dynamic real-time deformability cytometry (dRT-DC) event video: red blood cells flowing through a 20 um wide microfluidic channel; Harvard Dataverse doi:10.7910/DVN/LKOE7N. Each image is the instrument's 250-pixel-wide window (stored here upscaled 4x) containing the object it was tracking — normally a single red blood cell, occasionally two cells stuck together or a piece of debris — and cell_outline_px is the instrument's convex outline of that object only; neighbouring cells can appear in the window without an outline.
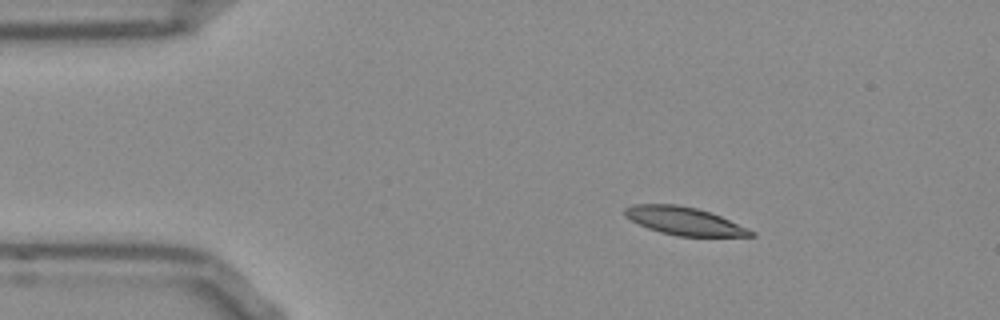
{"species": "Egyptian fruit bat (a non-hibernating species)", "species_latin": "Rousettus aegyptiacus", "temperature_condition": "room temperature", "stored_images_in_passage": 45, "camera_frame_rate_fps": 3000, "um_per_image_px": 0.085, "frame": {"image": 1, "passage_image": 1, "time_ms": 0.0, "image_size_px": [1000, 320], "cell_outline_px": [[756, 236], [676, 236], [660, 232], [648, 228], [624, 216], [624, 208], [632, 204], [676, 204], [696, 208], [720, 216], [748, 228], [756, 232]], "centroid_in_image_um": [58.15, 18.78], "position_along_channel_um": 26.8, "area_um2": 20.4}}
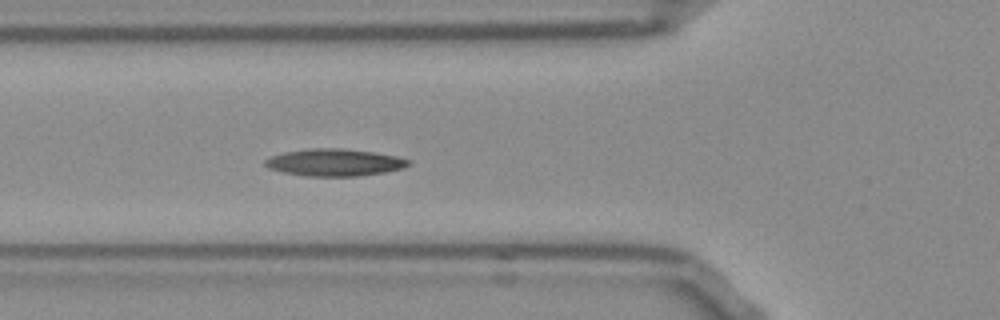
{"frame": {"image": 2, "passage_image": 11, "time_ms": 3.333, "image_size_px": [1000, 320], "cell_outline_px": [[412, 164], [404, 168], [384, 172], [356, 176], [308, 176], [284, 172], [268, 168], [264, 164], [264, 160], [272, 156], [284, 152], [308, 148], [340, 148], [372, 152], [396, 156], [412, 160]], "centroid_in_image_um": [28.45, 13.8], "position_along_channel_um": 97.3, "area_um2": 22.66}}
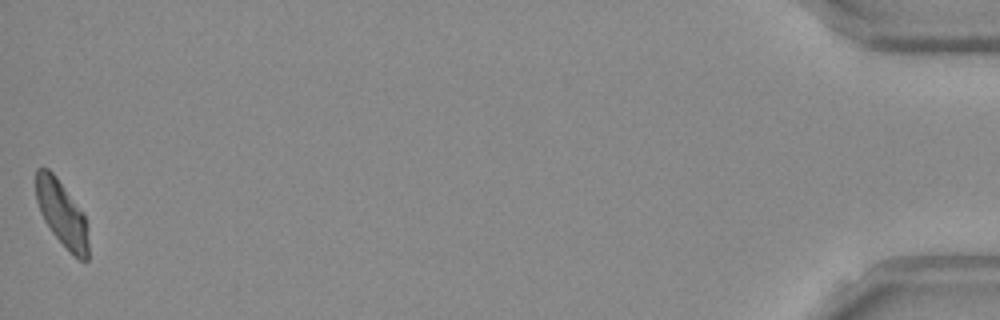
{"frame": {"image": 3, "passage_image": 45, "time_ms": 14.667, "image_size_px": [1000, 320], "cell_outline_px": [[88, 260], [80, 260], [52, 232], [44, 220], [40, 212], [36, 200], [36, 168], [48, 168], [56, 176], [84, 212], [88, 224]], "centroid_in_image_um": [5.27, 18.12], "position_along_channel_um": 429.9, "area_um2": 20.0}, "authors_computed_cell_mechanics": {"area_um2": 21.386, "velocity_mm_per_s": 3.8347, "shape_relaxation_time_tau1_ms": null, "shape_relaxation_time_tau2_ms": 4.4642, "deformation_change_tau1": null, "deformation_change_tau2": 0.112}}